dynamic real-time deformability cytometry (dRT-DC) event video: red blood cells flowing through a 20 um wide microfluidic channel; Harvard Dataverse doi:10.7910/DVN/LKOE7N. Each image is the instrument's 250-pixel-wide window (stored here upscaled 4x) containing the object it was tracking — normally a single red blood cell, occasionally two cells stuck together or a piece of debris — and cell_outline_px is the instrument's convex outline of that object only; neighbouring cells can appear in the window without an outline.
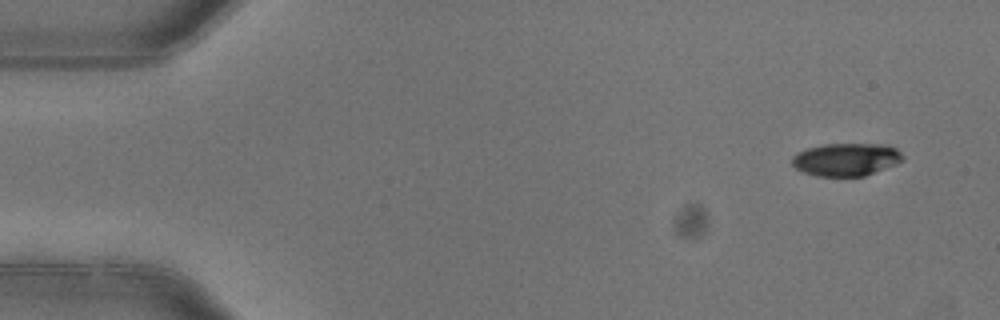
{"species": "common noctule bat (a hibernating species)", "species_latin": "Nyctalus noctula", "temperature_condition": "warm", "stored_images_in_passage": 4, "camera_frame_rate_fps": 3000, "um_per_image_px": 0.085, "animal": {"sex": "female"}, "frame": {"image": 1, "passage_image": 1, "time_ms": 0.0, "image_size_px": [1000, 320], "cell_outline_px": [[904, 160], [896, 164], [864, 176], [816, 176], [804, 172], [796, 168], [792, 164], [792, 156], [796, 152], [804, 148], [824, 144], [888, 144], [896, 148], [904, 156]], "centroid_in_image_um": [71.92, 13.54], "position_along_channel_um": 13.1, "area_um2": 21.39}}
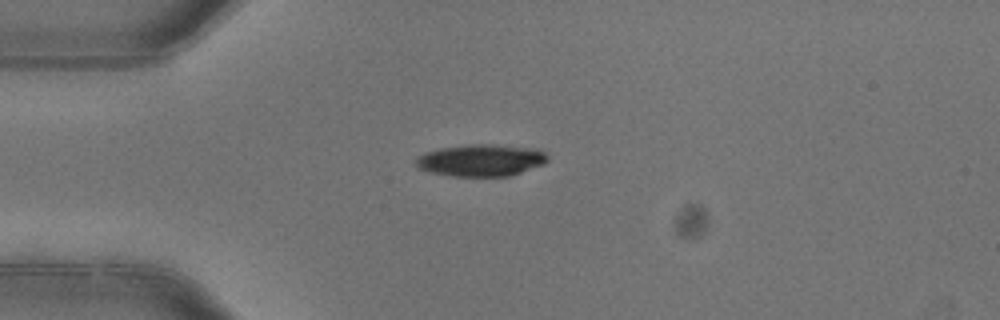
{"frame": {"image": 2, "passage_image": 4, "time_ms": 1.0, "image_size_px": [1000, 320], "cell_outline_px": [[548, 160], [544, 164], [508, 176], [452, 176], [432, 172], [416, 168], [416, 156], [424, 152], [440, 148], [468, 144], [492, 144], [536, 148], [544, 152], [548, 156]], "centroid_in_image_um": [40.87, 13.61], "position_along_channel_um": 44.1, "area_um2": 24.62}}